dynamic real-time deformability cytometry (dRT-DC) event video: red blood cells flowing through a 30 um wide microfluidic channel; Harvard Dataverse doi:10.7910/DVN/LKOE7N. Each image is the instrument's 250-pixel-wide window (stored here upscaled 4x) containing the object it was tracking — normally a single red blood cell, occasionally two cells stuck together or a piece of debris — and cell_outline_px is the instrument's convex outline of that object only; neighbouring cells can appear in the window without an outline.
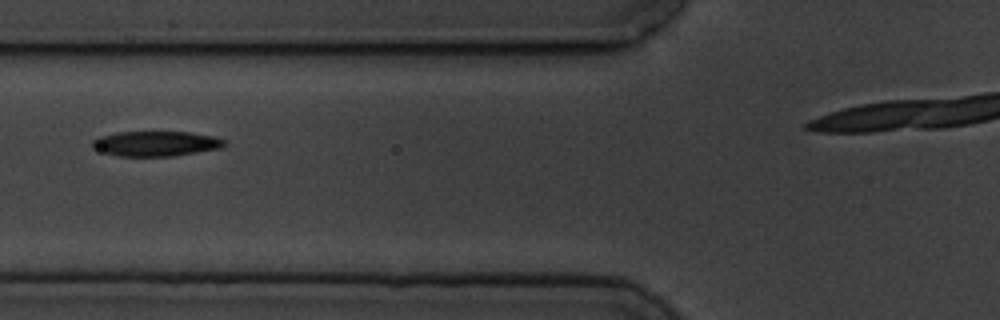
{"species": "common noctule bat (a hibernating species)", "species_latin": "Nyctalus noctula", "temperature_condition": "cold", "stored_images_in_passage": 12, "camera_frame_rate_fps": 3000, "um_per_image_px": 0.085, "animal": {"sex": "male", "body_mass_g": 19.5, "forearm_length_mm": 54.6}, "frame": {"image": 1, "passage_image": 7, "time_ms": 8.0, "image_size_px": [1000, 320], "cell_outline_px": [[228, 144], [224, 148], [172, 156], [120, 156], [104, 152], [92, 148], [92, 140], [100, 136], [116, 132], [188, 132], [212, 136], [228, 140]], "centroid_in_image_um": [13.3, 12.21], "position_along_channel_um": 112.5, "area_um2": 19.42}}
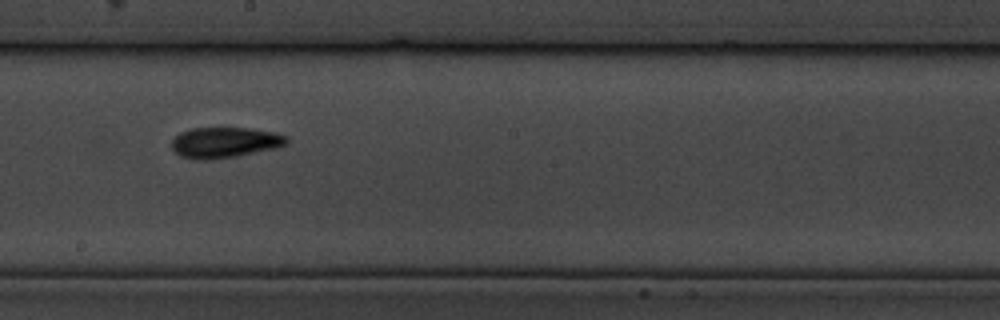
{"frame": {"image": 2, "passage_image": 10, "time_ms": 11.333, "image_size_px": [1000, 320], "cell_outline_px": [[288, 144], [276, 148], [236, 156], [212, 160], [196, 160], [180, 156], [172, 148], [172, 140], [180, 132], [192, 128], [252, 128], [276, 132], [288, 136]], "centroid_in_image_um": [19.13, 12.11], "position_along_channel_um": 229.1, "area_um2": 20.75}}
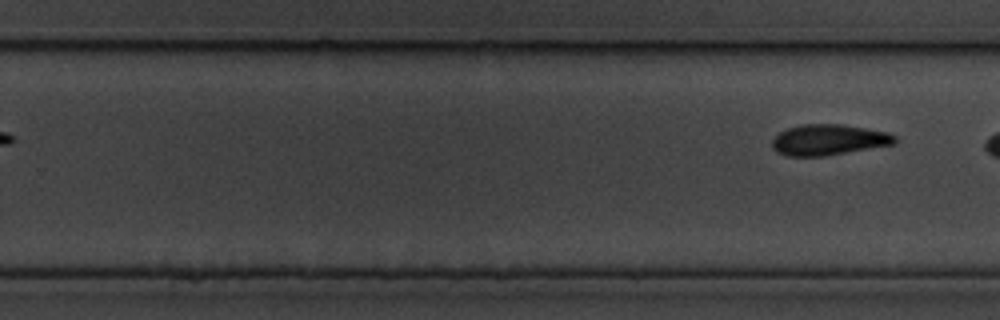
{"frame": {"image": 3, "passage_image": 12, "time_ms": 14.333, "image_size_px": [1000, 320], "cell_outline_px": [[900, 140], [896, 144], [824, 156], [788, 156], [776, 152], [772, 148], [772, 140], [780, 132], [788, 128], [800, 124], [840, 124], [888, 132], [896, 136]], "centroid_in_image_um": [70.46, 11.89], "position_along_channel_um": 259.3, "area_um2": 22.14}}